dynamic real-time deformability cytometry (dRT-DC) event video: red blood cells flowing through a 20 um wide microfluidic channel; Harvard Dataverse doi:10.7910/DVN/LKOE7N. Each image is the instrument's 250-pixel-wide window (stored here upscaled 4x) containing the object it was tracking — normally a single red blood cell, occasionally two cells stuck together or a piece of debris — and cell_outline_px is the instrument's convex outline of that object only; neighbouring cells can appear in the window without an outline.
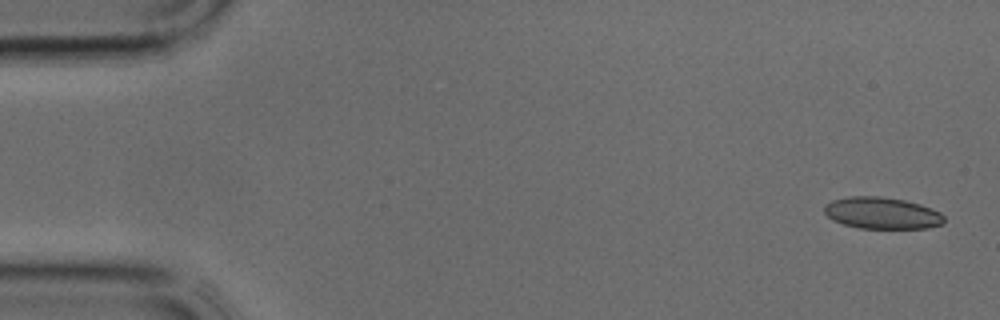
{"species": "common noctule bat (a hibernating species)", "species_latin": "Nyctalus noctula", "temperature_condition": "cold", "stored_images_in_passage": 10, "camera_frame_rate_fps": 3000, "um_per_image_px": 0.085, "animal": {"sex": "male", "body_mass_g": 17.9, "forearm_length_mm": 54.2}, "frame": {"image": 1, "passage_image": 1, "time_ms": 0.0, "image_size_px": [1000, 320], "cell_outline_px": [[944, 224], [928, 228], [860, 228], [844, 224], [832, 220], [824, 212], [824, 208], [832, 200], [848, 196], [880, 196], [904, 200], [920, 204], [932, 208], [940, 212], [944, 216]], "centroid_in_image_um": [75.0, 18.11], "position_along_channel_um": 10.0, "area_um2": 22.14}}
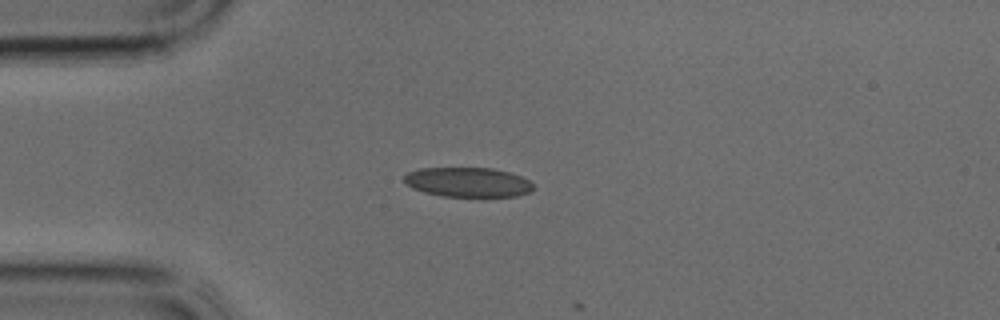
{"frame": {"image": 2, "passage_image": 9, "time_ms": 2.667, "image_size_px": [1000, 320], "cell_outline_px": [[532, 188], [528, 192], [516, 196], [444, 196], [424, 192], [412, 188], [404, 180], [404, 176], [408, 172], [420, 168], [492, 168], [508, 172], [520, 176], [528, 180], [532, 184]], "centroid_in_image_um": [39.74, 15.48], "position_along_channel_um": 45.3, "area_um2": 21.96}}